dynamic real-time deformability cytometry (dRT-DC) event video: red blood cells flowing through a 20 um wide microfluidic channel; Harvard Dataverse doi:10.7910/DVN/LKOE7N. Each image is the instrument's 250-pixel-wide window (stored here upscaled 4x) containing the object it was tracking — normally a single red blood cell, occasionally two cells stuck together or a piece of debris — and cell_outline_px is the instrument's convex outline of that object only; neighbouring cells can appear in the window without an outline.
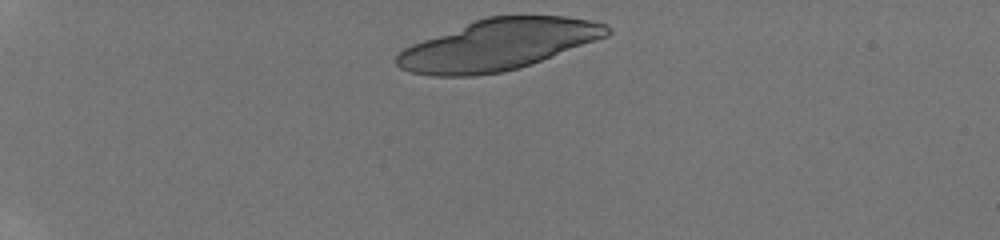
{"species": "human", "species_latin": "Homo sapiens", "temperature_condition": "room temperature", "stored_images_in_passage": 10, "camera_frame_rate_fps": 3000, "um_per_image_px": 0.085, "donor": {"sex": "male"}, "frame": {"image": 1, "passage_image": 1, "time_ms": 0.0, "image_size_px": [1000, 240], "cell_outline_px": [[612, 32], [608, 36], [532, 64], [520, 68], [500, 72], [476, 76], [432, 76], [412, 72], [400, 68], [396, 64], [396, 56], [404, 48], [412, 44], [476, 20], [488, 16], [564, 16], [588, 20], [608, 24]], "centroid_in_image_um": [42.38, 3.81], "position_along_channel_um": 42.6, "area_um2": 62.02}}